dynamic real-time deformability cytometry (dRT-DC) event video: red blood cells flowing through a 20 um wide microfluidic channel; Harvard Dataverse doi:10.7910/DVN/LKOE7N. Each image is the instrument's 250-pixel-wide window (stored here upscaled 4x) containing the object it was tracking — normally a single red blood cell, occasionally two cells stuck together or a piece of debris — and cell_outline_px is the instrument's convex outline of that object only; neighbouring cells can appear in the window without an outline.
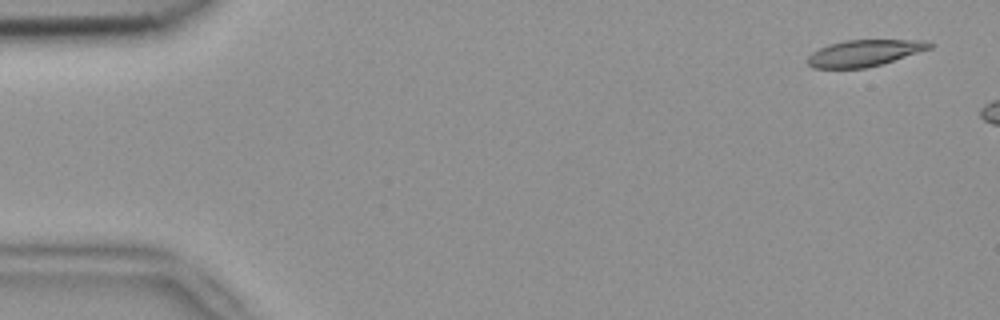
{"species": "common noctule bat (a hibernating species)", "species_latin": "Nyctalus noctula", "temperature_condition": "room temperature", "stored_images_in_passage": 8, "camera_frame_rate_fps": 3000, "um_per_image_px": 0.085, "animal": {"sex": "female", "body_mass_g": 18.4}, "frame": {"image": 1, "passage_image": 1, "time_ms": 0.0, "image_size_px": [1000, 320], "cell_outline_px": [[932, 48], [880, 64], [864, 68], [812, 68], [808, 64], [808, 56], [812, 52], [828, 44], [844, 40], [924, 40], [932, 44]], "centroid_in_image_um": [73.44, 4.5], "position_along_channel_um": 11.6, "area_um2": 18.61}}
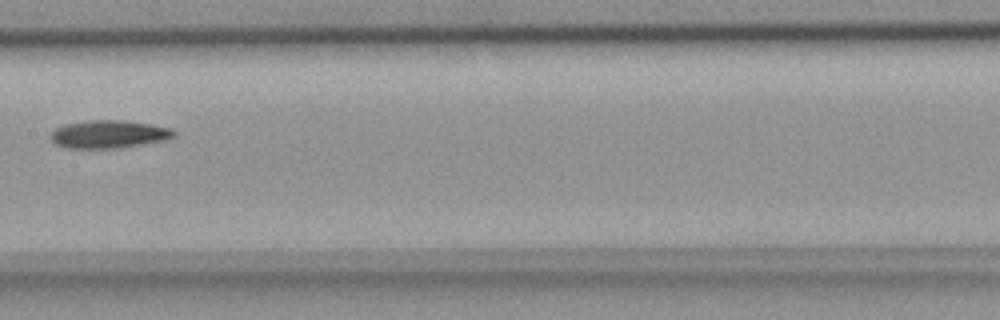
{"frame": {"image": 2, "passage_image": 7, "time_ms": 2.0, "image_size_px": [1000, 320], "cell_outline_px": [[176, 136], [168, 140], [120, 148], [68, 148], [56, 144], [48, 136], [56, 128], [64, 124], [88, 120], [124, 120], [152, 124], [172, 128], [176, 132]], "centroid_in_image_um": [9.29, 11.4], "position_along_channel_um": 198.1, "area_um2": 20.35}}
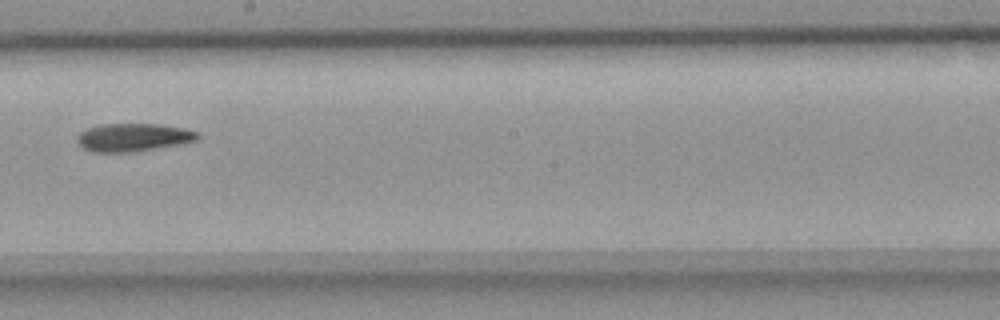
{"frame": {"image": 3, "passage_image": 8, "time_ms": 2.333, "image_size_px": [1000, 320], "cell_outline_px": [[200, 136], [196, 140], [180, 144], [132, 152], [92, 152], [84, 148], [76, 140], [80, 132], [88, 128], [100, 124], [160, 124], [180, 128], [196, 132]], "centroid_in_image_um": [11.29, 11.68], "position_along_channel_um": 236.9, "area_um2": 19.42}}